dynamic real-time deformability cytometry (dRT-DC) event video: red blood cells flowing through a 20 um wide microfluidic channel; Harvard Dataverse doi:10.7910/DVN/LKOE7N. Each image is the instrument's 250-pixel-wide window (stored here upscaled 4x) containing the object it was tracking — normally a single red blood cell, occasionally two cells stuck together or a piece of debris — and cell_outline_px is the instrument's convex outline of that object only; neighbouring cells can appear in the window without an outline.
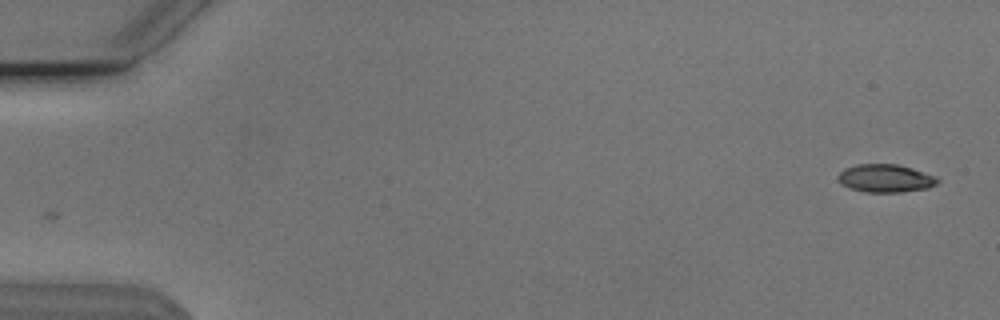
{"species": "Egyptian fruit bat (a non-hibernating species)", "species_latin": "Rousettus aegyptiacus", "temperature_condition": "cold", "stored_images_in_passage": 51, "camera_frame_rate_fps": 3000, "um_per_image_px": 0.085, "animal": {"sex": "male"}, "frame": {"image": 1, "passage_image": 1, "time_ms": 0.0, "image_size_px": [1000, 320], "cell_outline_px": [[940, 180], [936, 184], [928, 188], [900, 192], [864, 192], [848, 188], [840, 184], [836, 176], [844, 168], [856, 164], [896, 164], [912, 168], [936, 176]], "centroid_in_image_um": [75.22, 15.16], "position_along_channel_um": 9.8, "area_um2": 16.42}}
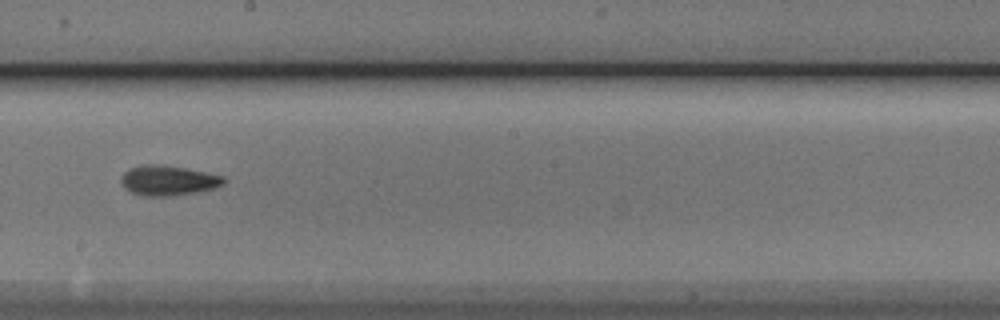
{"frame": {"image": 2, "passage_image": 30, "time_ms": 9.667, "image_size_px": [1000, 320], "cell_outline_px": [[224, 184], [216, 188], [200, 192], [172, 196], [140, 196], [124, 188], [120, 180], [120, 176], [124, 172], [132, 168], [144, 164], [148, 164], [184, 168], [224, 176]], "centroid_in_image_um": [14.29, 15.37], "position_along_channel_um": 233.9, "area_um2": 17.92}}
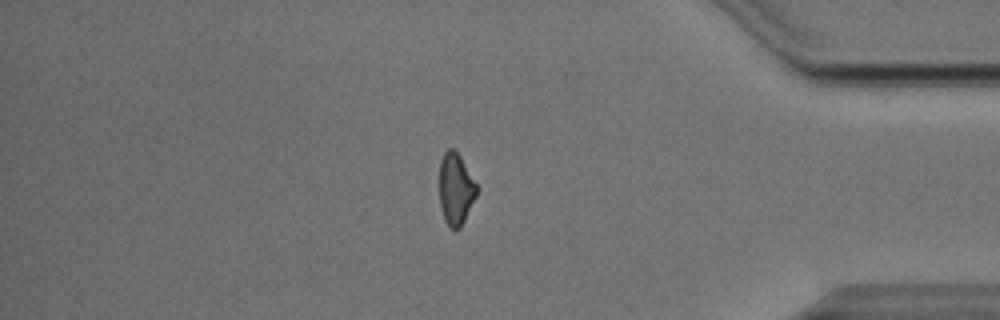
{"frame": {"image": 3, "passage_image": 45, "time_ms": 14.667, "image_size_px": [1000, 320], "cell_outline_px": [[476, 196], [460, 228], [456, 232], [444, 220], [440, 208], [440, 160], [444, 152], [448, 148], [452, 148], [460, 156], [476, 184]], "centroid_in_image_um": [38.71, 16.08], "position_along_channel_um": 396.5, "area_um2": 15.37}}